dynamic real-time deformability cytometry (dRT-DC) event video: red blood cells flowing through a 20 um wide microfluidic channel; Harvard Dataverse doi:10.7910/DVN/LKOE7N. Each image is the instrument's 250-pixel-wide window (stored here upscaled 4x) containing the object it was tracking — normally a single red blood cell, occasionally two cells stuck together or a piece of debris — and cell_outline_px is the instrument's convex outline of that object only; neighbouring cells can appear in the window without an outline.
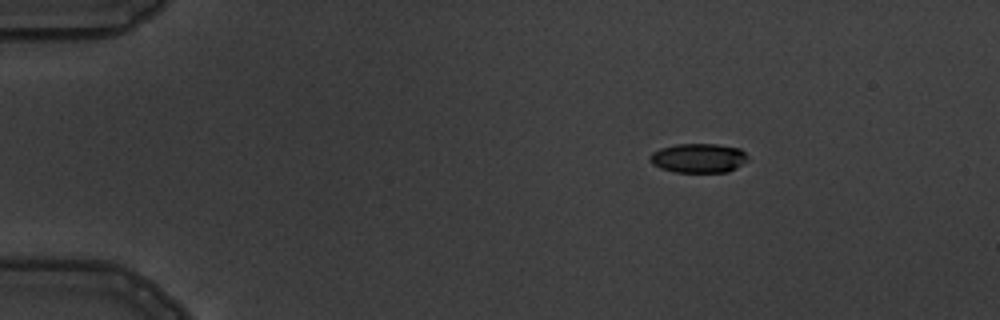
{"species": "common noctule bat (a hibernating species)", "species_latin": "Nyctalus noctula", "temperature_condition": "warm", "stored_images_in_passage": 6, "camera_frame_rate_fps": 3000, "um_per_image_px": 0.085, "animal": {"sex": "male", "body_mass_g": 19.5, "forearm_length_mm": 54.6}, "frame": {"image": 1, "passage_image": 1, "time_ms": 0.0, "image_size_px": [1000, 320], "cell_outline_px": [[748, 160], [736, 168], [728, 172], [676, 172], [660, 168], [652, 164], [648, 160], [648, 156], [652, 152], [660, 148], [676, 144], [716, 144], [740, 148], [748, 156]], "centroid_in_image_um": [59.35, 13.43], "position_along_channel_um": 25.7, "area_um2": 16.88}}
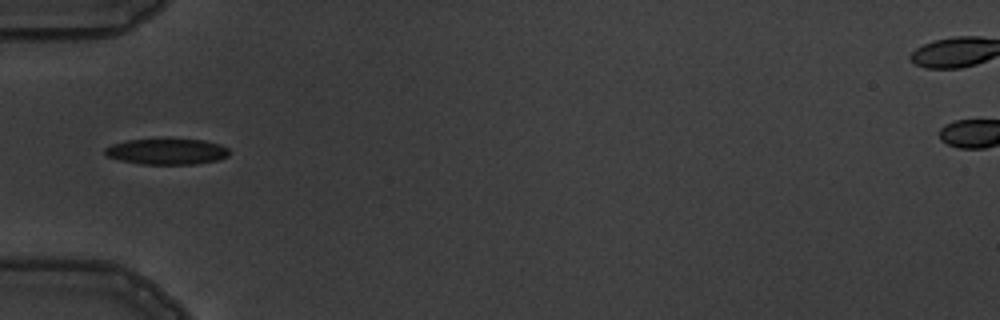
{"frame": {"image": 2, "passage_image": 4, "time_ms": 3.333, "image_size_px": [1000, 320], "cell_outline_px": [[228, 156], [216, 160], [196, 164], [144, 164], [120, 160], [108, 156], [104, 152], [104, 148], [112, 144], [128, 140], [168, 136], [204, 140], [220, 144], [228, 148]], "centroid_in_image_um": [14.18, 12.83], "position_along_channel_um": 70.8, "area_um2": 19.48}}
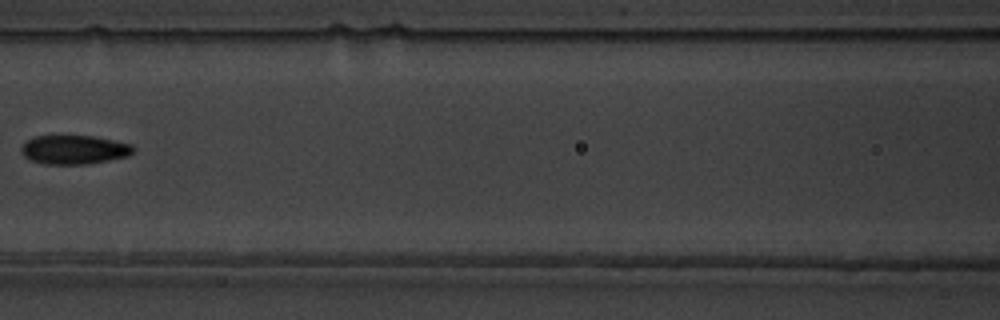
{"frame": {"image": 3, "passage_image": 6, "time_ms": 5.667, "image_size_px": [1000, 320], "cell_outline_px": [[132, 152], [128, 156], [88, 164], [44, 164], [28, 160], [20, 152], [20, 148], [28, 140], [36, 136], [92, 136], [132, 144]], "centroid_in_image_um": [6.25, 12.73], "position_along_channel_um": 160.3, "area_um2": 18.79}}